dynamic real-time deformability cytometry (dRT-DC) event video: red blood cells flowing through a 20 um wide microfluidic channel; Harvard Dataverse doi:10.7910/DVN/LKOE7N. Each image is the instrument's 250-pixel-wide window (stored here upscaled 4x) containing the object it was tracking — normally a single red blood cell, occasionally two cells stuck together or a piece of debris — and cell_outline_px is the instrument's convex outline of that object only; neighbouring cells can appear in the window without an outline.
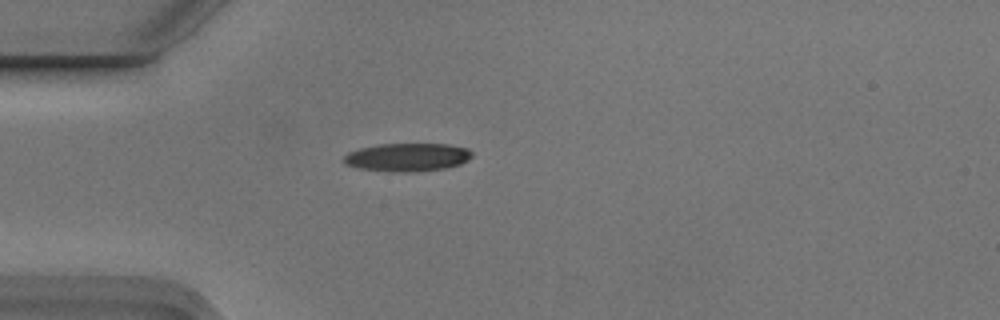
{"species": "Egyptian fruit bat (a non-hibernating species)", "species_latin": "Rousettus aegyptiacus", "temperature_condition": "cold", "stored_images_in_passage": 1, "camera_frame_rate_fps": 3000, "um_per_image_px": 0.085, "animal": {"sex": "male"}, "frame": {"image": 1, "passage_image": 1, "time_ms": 0.0, "image_size_px": [1000, 320], "cell_outline_px": [[472, 156], [468, 160], [460, 164], [448, 168], [416, 172], [392, 172], [360, 168], [344, 164], [344, 156], [348, 152], [360, 148], [380, 144], [448, 144], [468, 148], [472, 152]], "centroid_in_image_um": [34.65, 13.37], "position_along_channel_um": 50.3, "area_um2": 21.21}}